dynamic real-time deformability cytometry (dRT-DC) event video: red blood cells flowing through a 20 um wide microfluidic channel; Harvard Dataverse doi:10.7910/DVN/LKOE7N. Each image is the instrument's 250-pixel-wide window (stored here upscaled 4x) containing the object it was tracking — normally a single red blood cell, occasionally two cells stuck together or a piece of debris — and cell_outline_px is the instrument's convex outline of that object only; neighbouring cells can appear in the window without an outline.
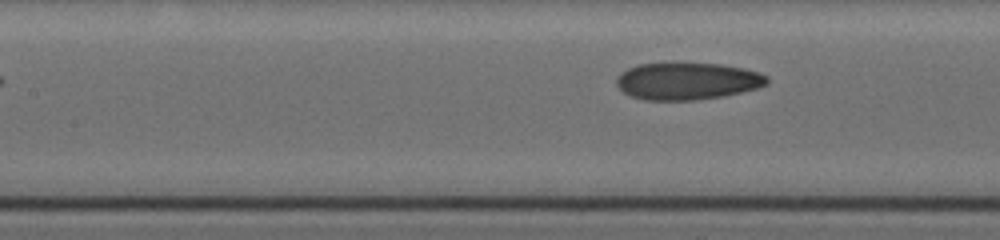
{"species": "human", "species_latin": "Homo sapiens", "temperature_condition": "cold", "stored_images_in_passage": 9, "segment_of_instrument_passage": [2, 2], "camera_frame_rate_fps": 3000, "um_per_image_px": 0.085, "donor": {"sex": "female"}, "frame": {"image": 1, "passage_image": 9, "time_ms": 5.667, "image_size_px": [1000, 240], "cell_outline_px": [[768, 84], [760, 88], [724, 96], [692, 100], [644, 100], [632, 96], [624, 92], [616, 84], [616, 76], [620, 72], [636, 64], [664, 60], [676, 60], [720, 64], [744, 68], [760, 72], [768, 76]], "centroid_in_image_um": [58.4, 6.84], "position_along_channel_um": 149.0, "area_um2": 33.99}}